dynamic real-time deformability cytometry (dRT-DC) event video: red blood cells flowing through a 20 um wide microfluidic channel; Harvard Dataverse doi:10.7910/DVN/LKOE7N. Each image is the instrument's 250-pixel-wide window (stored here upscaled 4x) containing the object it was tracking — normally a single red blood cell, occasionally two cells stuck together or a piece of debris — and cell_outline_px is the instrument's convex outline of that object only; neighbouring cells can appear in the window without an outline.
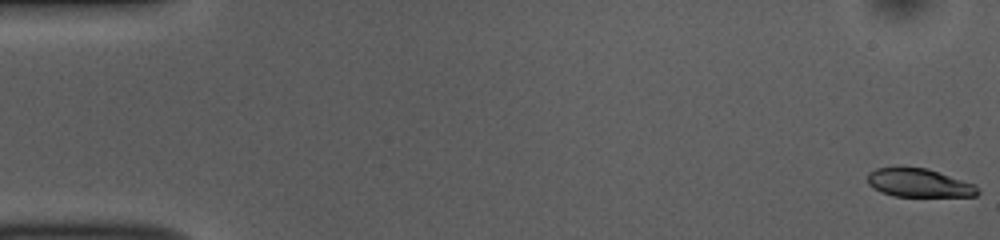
{"species": "common noctule bat (a hibernating species)", "species_latin": "Nyctalus noctula", "temperature_condition": "room temperature", "stored_images_in_passage": 53, "camera_frame_rate_fps": 3000, "um_per_image_px": 0.085, "animal": {"sex": "female", "body_mass_g": 10.0, "forearm_length_mm": 53.1}, "frame": {"image": 1, "passage_image": 1, "time_ms": 0.0, "image_size_px": [1000, 240], "cell_outline_px": [[980, 192], [976, 196], [892, 196], [880, 192], [872, 188], [868, 184], [868, 172], [876, 168], [896, 164], [928, 168], [976, 184]], "centroid_in_image_um": [78.06, 15.5], "position_along_channel_um": 6.9, "area_um2": 19.07}}
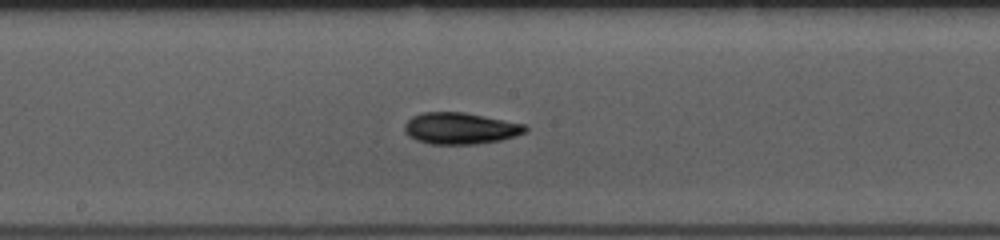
{"frame": {"image": 2, "passage_image": 28, "time_ms": 9.0, "image_size_px": [1000, 240], "cell_outline_px": [[528, 128], [524, 132], [516, 136], [500, 140], [476, 144], [428, 144], [416, 140], [408, 136], [404, 132], [404, 124], [412, 116], [424, 112], [464, 112], [524, 124]], "centroid_in_image_um": [39.08, 10.91], "position_along_channel_um": 209.1, "area_um2": 22.2}}
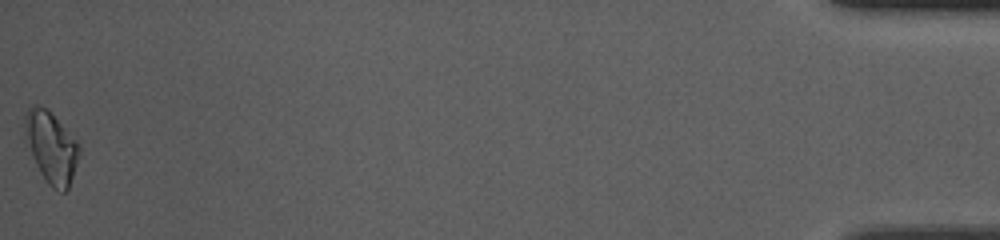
{"frame": {"image": 3, "passage_image": 53, "time_ms": 17.333, "image_size_px": [1000, 240], "cell_outline_px": [[80, 152], [68, 188], [64, 192], [60, 192], [52, 188], [48, 184], [40, 172], [32, 156], [24, 136], [24, 116], [28, 108], [32, 104], [36, 104], [48, 108], [80, 144]], "centroid_in_image_um": [4.34, 12.46], "position_along_channel_um": 430.9, "area_um2": 22.72}, "authors_computed_cell_mechanics": {"area_um2": 20.5768, "velocity_mm_per_s": 3.8106, "shape_relaxation_time_tau1_ms": 4.6203, "shape_relaxation_time_tau2_ms": null, "deformation_change_tau1": 0.1324, "deformation_change_tau2": null}}